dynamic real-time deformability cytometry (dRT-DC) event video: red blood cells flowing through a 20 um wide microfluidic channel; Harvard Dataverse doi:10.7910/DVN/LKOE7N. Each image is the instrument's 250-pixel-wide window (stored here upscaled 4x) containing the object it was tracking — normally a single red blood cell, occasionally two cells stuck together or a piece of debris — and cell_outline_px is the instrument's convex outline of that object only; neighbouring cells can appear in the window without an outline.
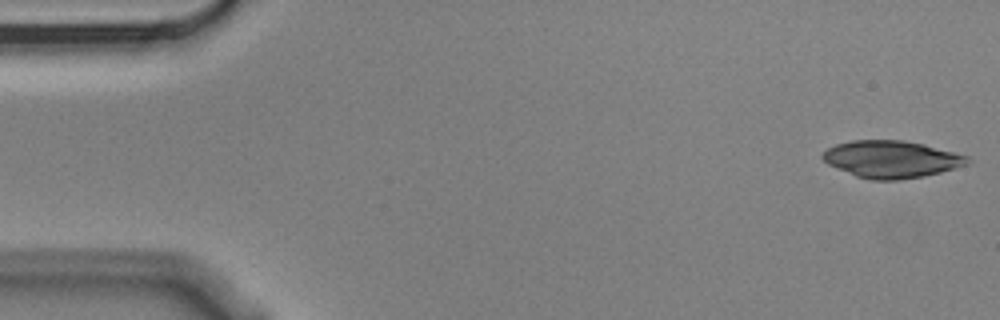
{"species": "Egyptian fruit bat (a non-hibernating species)", "species_latin": "Rousettus aegyptiacus", "temperature_condition": "cold", "stored_images_in_passage": 5, "camera_frame_rate_fps": 3000, "um_per_image_px": 0.085, "animal": {"sex": "male"}, "frame": {"image": 1, "passage_image": 1, "time_ms": 0.0, "image_size_px": [1000, 320], "cell_outline_px": [[972, 160], [968, 164], [940, 172], [924, 176], [896, 180], [872, 180], [856, 176], [828, 164], [820, 156], [828, 148], [836, 144], [852, 140], [904, 140], [924, 144], [968, 156]], "centroid_in_image_um": [75.77, 13.53], "position_along_channel_um": 9.2, "area_um2": 31.21}}
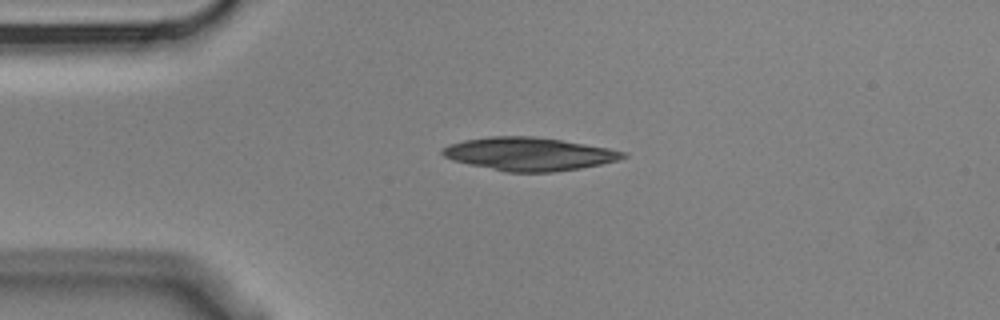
{"frame": {"image": 2, "passage_image": 4, "time_ms": 1.0, "image_size_px": [1000, 320], "cell_outline_px": [[628, 156], [620, 160], [580, 168], [552, 172], [504, 172], [468, 164], [452, 160], [444, 156], [440, 152], [448, 144], [464, 140], [488, 136], [532, 136], [560, 140], [608, 148], [628, 152]], "centroid_in_image_um": [44.96, 13.09], "position_along_channel_um": 40.0, "area_um2": 34.91}}